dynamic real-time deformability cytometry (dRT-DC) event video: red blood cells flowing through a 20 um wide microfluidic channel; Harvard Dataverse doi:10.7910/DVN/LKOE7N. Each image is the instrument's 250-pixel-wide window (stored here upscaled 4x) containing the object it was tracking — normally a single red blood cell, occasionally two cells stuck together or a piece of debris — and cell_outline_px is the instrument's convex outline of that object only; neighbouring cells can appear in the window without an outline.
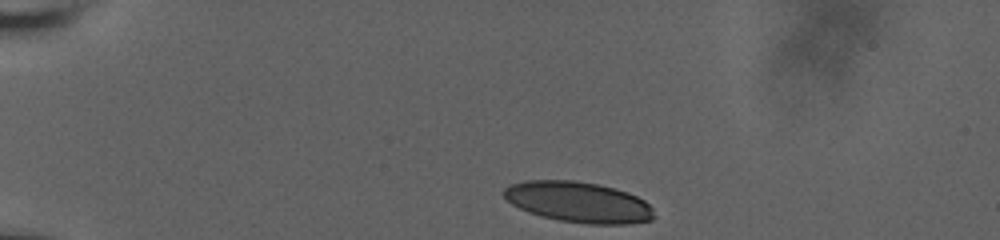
{"species": "human", "species_latin": "Homo sapiens", "temperature_condition": "room temperature", "stored_images_in_passage": 9, "camera_frame_rate_fps": 3000, "um_per_image_px": 0.085, "donor": {"sex": "male"}, "frame": {"image": 1, "passage_image": 1, "time_ms": 0.0, "image_size_px": [1000, 240], "cell_outline_px": [[652, 220], [624, 224], [588, 224], [560, 220], [540, 216], [528, 212], [512, 204], [504, 196], [504, 188], [512, 184], [524, 180], [576, 180], [596, 184], [628, 192], [644, 200], [652, 208]], "centroid_in_image_um": [49.14, 17.17], "position_along_channel_um": 35.9, "area_um2": 35.37}}
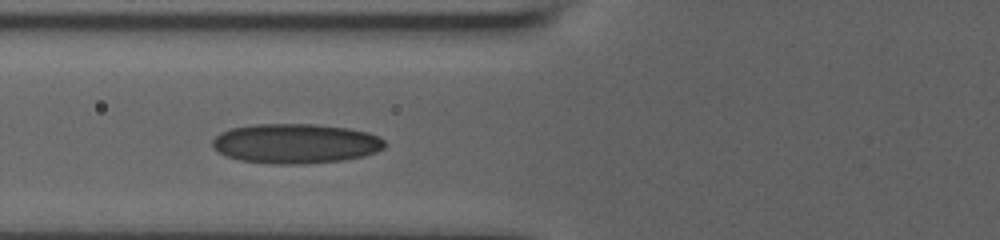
{"frame": {"image": 2, "passage_image": 8, "time_ms": 3.667, "image_size_px": [1000, 240], "cell_outline_px": [[384, 148], [376, 152], [364, 156], [344, 160], [304, 164], [272, 164], [240, 160], [228, 156], [212, 148], [212, 140], [220, 132], [232, 128], [252, 124], [316, 124], [348, 128], [368, 132], [384, 140]], "centroid_in_image_um": [25.11, 12.2], "position_along_channel_um": 100.7, "area_um2": 40.0}}
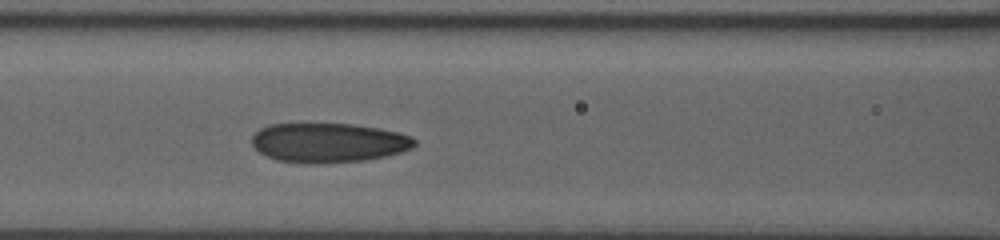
{"frame": {"image": 3, "passage_image": 9, "time_ms": 4.667, "image_size_px": [1000, 240], "cell_outline_px": [[416, 144], [412, 148], [400, 152], [384, 156], [364, 160], [316, 164], [308, 164], [276, 160], [260, 152], [252, 144], [252, 136], [260, 128], [272, 124], [352, 124], [380, 128], [412, 136], [416, 140]], "centroid_in_image_um": [27.93, 12.13], "position_along_channel_um": 138.7, "area_um2": 37.34}}